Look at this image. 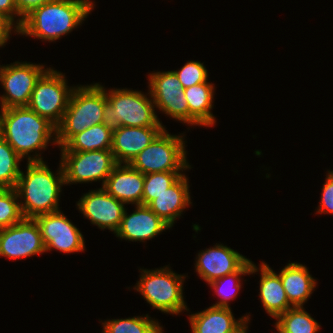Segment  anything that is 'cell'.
Segmentation results:
<instances>
[{"mask_svg": "<svg viewBox=\"0 0 333 333\" xmlns=\"http://www.w3.org/2000/svg\"><path fill=\"white\" fill-rule=\"evenodd\" d=\"M92 1L51 0L24 16L20 34L55 41L83 22L93 9Z\"/></svg>", "mask_w": 333, "mask_h": 333, "instance_id": "1", "label": "cell"}, {"mask_svg": "<svg viewBox=\"0 0 333 333\" xmlns=\"http://www.w3.org/2000/svg\"><path fill=\"white\" fill-rule=\"evenodd\" d=\"M52 133L56 135V126L27 106L1 109L0 135L21 158L28 155V162L43 161L38 154L30 157L29 152L45 149Z\"/></svg>", "mask_w": 333, "mask_h": 333, "instance_id": "2", "label": "cell"}, {"mask_svg": "<svg viewBox=\"0 0 333 333\" xmlns=\"http://www.w3.org/2000/svg\"><path fill=\"white\" fill-rule=\"evenodd\" d=\"M27 164L26 174L20 172L15 187L18 197L24 196L25 199L24 203L20 202L24 218L59 211V194L65 184L62 164L57 177L44 161H29Z\"/></svg>", "mask_w": 333, "mask_h": 333, "instance_id": "3", "label": "cell"}, {"mask_svg": "<svg viewBox=\"0 0 333 333\" xmlns=\"http://www.w3.org/2000/svg\"><path fill=\"white\" fill-rule=\"evenodd\" d=\"M106 103L105 89L98 83L74 87L62 120L56 126L54 144L63 147L74 135L103 123Z\"/></svg>", "mask_w": 333, "mask_h": 333, "instance_id": "4", "label": "cell"}, {"mask_svg": "<svg viewBox=\"0 0 333 333\" xmlns=\"http://www.w3.org/2000/svg\"><path fill=\"white\" fill-rule=\"evenodd\" d=\"M107 103L103 124L113 133L121 126H162L155 114L154 103L139 91L115 89L105 91Z\"/></svg>", "mask_w": 333, "mask_h": 333, "instance_id": "5", "label": "cell"}, {"mask_svg": "<svg viewBox=\"0 0 333 333\" xmlns=\"http://www.w3.org/2000/svg\"><path fill=\"white\" fill-rule=\"evenodd\" d=\"M142 272L135 289L152 307L171 314L187 310L182 289L185 276L173 273L167 267Z\"/></svg>", "mask_w": 333, "mask_h": 333, "instance_id": "6", "label": "cell"}, {"mask_svg": "<svg viewBox=\"0 0 333 333\" xmlns=\"http://www.w3.org/2000/svg\"><path fill=\"white\" fill-rule=\"evenodd\" d=\"M184 144L182 135H170L164 129L129 164L143 174L186 170L190 167Z\"/></svg>", "mask_w": 333, "mask_h": 333, "instance_id": "7", "label": "cell"}, {"mask_svg": "<svg viewBox=\"0 0 333 333\" xmlns=\"http://www.w3.org/2000/svg\"><path fill=\"white\" fill-rule=\"evenodd\" d=\"M64 76L60 72L47 68L36 82L27 105L55 126L61 122L74 89L67 86Z\"/></svg>", "mask_w": 333, "mask_h": 333, "instance_id": "8", "label": "cell"}, {"mask_svg": "<svg viewBox=\"0 0 333 333\" xmlns=\"http://www.w3.org/2000/svg\"><path fill=\"white\" fill-rule=\"evenodd\" d=\"M65 184L102 180V187L117 164L111 150L62 151Z\"/></svg>", "mask_w": 333, "mask_h": 333, "instance_id": "9", "label": "cell"}, {"mask_svg": "<svg viewBox=\"0 0 333 333\" xmlns=\"http://www.w3.org/2000/svg\"><path fill=\"white\" fill-rule=\"evenodd\" d=\"M43 68L26 62L2 66L0 81L6 95L0 97L1 109L27 106L36 82L46 71Z\"/></svg>", "mask_w": 333, "mask_h": 333, "instance_id": "10", "label": "cell"}, {"mask_svg": "<svg viewBox=\"0 0 333 333\" xmlns=\"http://www.w3.org/2000/svg\"><path fill=\"white\" fill-rule=\"evenodd\" d=\"M150 96L156 108L166 115L189 124V108L184 89L174 71L155 72L149 76Z\"/></svg>", "mask_w": 333, "mask_h": 333, "instance_id": "11", "label": "cell"}, {"mask_svg": "<svg viewBox=\"0 0 333 333\" xmlns=\"http://www.w3.org/2000/svg\"><path fill=\"white\" fill-rule=\"evenodd\" d=\"M39 226L45 251L57 249L65 253L84 251V238L63 213L41 214L33 218Z\"/></svg>", "mask_w": 333, "mask_h": 333, "instance_id": "12", "label": "cell"}, {"mask_svg": "<svg viewBox=\"0 0 333 333\" xmlns=\"http://www.w3.org/2000/svg\"><path fill=\"white\" fill-rule=\"evenodd\" d=\"M45 252L38 224L33 218L0 229V256L21 259Z\"/></svg>", "mask_w": 333, "mask_h": 333, "instance_id": "13", "label": "cell"}, {"mask_svg": "<svg viewBox=\"0 0 333 333\" xmlns=\"http://www.w3.org/2000/svg\"><path fill=\"white\" fill-rule=\"evenodd\" d=\"M79 210L100 229L117 232L124 213V203L108 194L103 187L86 193L77 203Z\"/></svg>", "mask_w": 333, "mask_h": 333, "instance_id": "14", "label": "cell"}, {"mask_svg": "<svg viewBox=\"0 0 333 333\" xmlns=\"http://www.w3.org/2000/svg\"><path fill=\"white\" fill-rule=\"evenodd\" d=\"M248 259L233 249L217 244L198 254L196 272L208 282L236 272Z\"/></svg>", "mask_w": 333, "mask_h": 333, "instance_id": "15", "label": "cell"}, {"mask_svg": "<svg viewBox=\"0 0 333 333\" xmlns=\"http://www.w3.org/2000/svg\"><path fill=\"white\" fill-rule=\"evenodd\" d=\"M165 128L163 126L126 127L121 126L112 133V146L116 163H130Z\"/></svg>", "mask_w": 333, "mask_h": 333, "instance_id": "16", "label": "cell"}, {"mask_svg": "<svg viewBox=\"0 0 333 333\" xmlns=\"http://www.w3.org/2000/svg\"><path fill=\"white\" fill-rule=\"evenodd\" d=\"M144 174L129 163H117L107 177L103 189L124 204H142Z\"/></svg>", "mask_w": 333, "mask_h": 333, "instance_id": "17", "label": "cell"}, {"mask_svg": "<svg viewBox=\"0 0 333 333\" xmlns=\"http://www.w3.org/2000/svg\"><path fill=\"white\" fill-rule=\"evenodd\" d=\"M136 208L130 215L124 210L121 225L116 232L117 237L129 241H144L170 228L147 205H136Z\"/></svg>", "mask_w": 333, "mask_h": 333, "instance_id": "18", "label": "cell"}, {"mask_svg": "<svg viewBox=\"0 0 333 333\" xmlns=\"http://www.w3.org/2000/svg\"><path fill=\"white\" fill-rule=\"evenodd\" d=\"M192 333H238L246 324L249 316L234 319L230 307L210 306L202 312L191 314Z\"/></svg>", "mask_w": 333, "mask_h": 333, "instance_id": "19", "label": "cell"}, {"mask_svg": "<svg viewBox=\"0 0 333 333\" xmlns=\"http://www.w3.org/2000/svg\"><path fill=\"white\" fill-rule=\"evenodd\" d=\"M182 175L173 185L153 199L147 206L165 223L172 227L186 206L190 205L189 184Z\"/></svg>", "mask_w": 333, "mask_h": 333, "instance_id": "20", "label": "cell"}, {"mask_svg": "<svg viewBox=\"0 0 333 333\" xmlns=\"http://www.w3.org/2000/svg\"><path fill=\"white\" fill-rule=\"evenodd\" d=\"M260 299L266 312L277 319L293 306L289 303L282 285L280 275L276 274L267 264H260Z\"/></svg>", "mask_w": 333, "mask_h": 333, "instance_id": "21", "label": "cell"}, {"mask_svg": "<svg viewBox=\"0 0 333 333\" xmlns=\"http://www.w3.org/2000/svg\"><path fill=\"white\" fill-rule=\"evenodd\" d=\"M279 275L289 303L293 307L303 306L316 287V280L311 277L307 267L299 263H289Z\"/></svg>", "mask_w": 333, "mask_h": 333, "instance_id": "22", "label": "cell"}, {"mask_svg": "<svg viewBox=\"0 0 333 333\" xmlns=\"http://www.w3.org/2000/svg\"><path fill=\"white\" fill-rule=\"evenodd\" d=\"M213 91V84L208 82L184 89L189 108V125L212 126L215 123V118L211 113Z\"/></svg>", "mask_w": 333, "mask_h": 333, "instance_id": "23", "label": "cell"}, {"mask_svg": "<svg viewBox=\"0 0 333 333\" xmlns=\"http://www.w3.org/2000/svg\"><path fill=\"white\" fill-rule=\"evenodd\" d=\"M112 132L103 123L91 126L79 134L74 135L61 151H96L111 150Z\"/></svg>", "mask_w": 333, "mask_h": 333, "instance_id": "24", "label": "cell"}, {"mask_svg": "<svg viewBox=\"0 0 333 333\" xmlns=\"http://www.w3.org/2000/svg\"><path fill=\"white\" fill-rule=\"evenodd\" d=\"M275 326L279 333H316L320 329L303 306L289 308L277 318Z\"/></svg>", "mask_w": 333, "mask_h": 333, "instance_id": "25", "label": "cell"}, {"mask_svg": "<svg viewBox=\"0 0 333 333\" xmlns=\"http://www.w3.org/2000/svg\"><path fill=\"white\" fill-rule=\"evenodd\" d=\"M103 333H163L157 321L145 317L113 319L102 323Z\"/></svg>", "mask_w": 333, "mask_h": 333, "instance_id": "26", "label": "cell"}, {"mask_svg": "<svg viewBox=\"0 0 333 333\" xmlns=\"http://www.w3.org/2000/svg\"><path fill=\"white\" fill-rule=\"evenodd\" d=\"M21 157L0 135V188H15L20 176Z\"/></svg>", "mask_w": 333, "mask_h": 333, "instance_id": "27", "label": "cell"}, {"mask_svg": "<svg viewBox=\"0 0 333 333\" xmlns=\"http://www.w3.org/2000/svg\"><path fill=\"white\" fill-rule=\"evenodd\" d=\"M255 272H258V268L256 267V265H254L252 263V261H250L248 259L236 272L228 274L226 276H223L222 278H219V279H216V280L210 282L209 283L210 286L215 290V292H217L218 296L221 297V300L218 303L214 304L213 306L229 308L228 301L230 299L231 300L234 299L237 296V292L241 288V285H240L241 280H240L239 275L253 274ZM227 279L232 282V284L230 283V285L233 287V289L230 285H229V287H231L230 290H229V288L228 289L222 288L223 283L225 284V281ZM228 284H229V282H228Z\"/></svg>", "mask_w": 333, "mask_h": 333, "instance_id": "28", "label": "cell"}, {"mask_svg": "<svg viewBox=\"0 0 333 333\" xmlns=\"http://www.w3.org/2000/svg\"><path fill=\"white\" fill-rule=\"evenodd\" d=\"M183 174L179 171L144 174L142 205H148L173 185Z\"/></svg>", "mask_w": 333, "mask_h": 333, "instance_id": "29", "label": "cell"}, {"mask_svg": "<svg viewBox=\"0 0 333 333\" xmlns=\"http://www.w3.org/2000/svg\"><path fill=\"white\" fill-rule=\"evenodd\" d=\"M15 188H0V229L21 222L24 216Z\"/></svg>", "mask_w": 333, "mask_h": 333, "instance_id": "30", "label": "cell"}, {"mask_svg": "<svg viewBox=\"0 0 333 333\" xmlns=\"http://www.w3.org/2000/svg\"><path fill=\"white\" fill-rule=\"evenodd\" d=\"M174 72L183 89L207 82V69L198 61H188L180 70Z\"/></svg>", "mask_w": 333, "mask_h": 333, "instance_id": "31", "label": "cell"}, {"mask_svg": "<svg viewBox=\"0 0 333 333\" xmlns=\"http://www.w3.org/2000/svg\"><path fill=\"white\" fill-rule=\"evenodd\" d=\"M323 185L321 202L317 213L333 214V171L328 173L326 182Z\"/></svg>", "mask_w": 333, "mask_h": 333, "instance_id": "32", "label": "cell"}, {"mask_svg": "<svg viewBox=\"0 0 333 333\" xmlns=\"http://www.w3.org/2000/svg\"><path fill=\"white\" fill-rule=\"evenodd\" d=\"M14 15L20 16L21 18L17 20L14 25ZM0 16H2L5 20H7L12 26L16 27V30L21 26L23 22V16L18 12L14 0H0ZM19 21V22H18Z\"/></svg>", "mask_w": 333, "mask_h": 333, "instance_id": "33", "label": "cell"}, {"mask_svg": "<svg viewBox=\"0 0 333 333\" xmlns=\"http://www.w3.org/2000/svg\"><path fill=\"white\" fill-rule=\"evenodd\" d=\"M14 1L18 9V12L24 17L32 9L39 7L51 0H14Z\"/></svg>", "mask_w": 333, "mask_h": 333, "instance_id": "34", "label": "cell"}, {"mask_svg": "<svg viewBox=\"0 0 333 333\" xmlns=\"http://www.w3.org/2000/svg\"><path fill=\"white\" fill-rule=\"evenodd\" d=\"M12 28L14 27H12L7 20L0 16V47L5 45L9 39V34L11 33Z\"/></svg>", "mask_w": 333, "mask_h": 333, "instance_id": "35", "label": "cell"}, {"mask_svg": "<svg viewBox=\"0 0 333 333\" xmlns=\"http://www.w3.org/2000/svg\"><path fill=\"white\" fill-rule=\"evenodd\" d=\"M248 326L247 324L238 332V333H246Z\"/></svg>", "mask_w": 333, "mask_h": 333, "instance_id": "36", "label": "cell"}]
</instances>
